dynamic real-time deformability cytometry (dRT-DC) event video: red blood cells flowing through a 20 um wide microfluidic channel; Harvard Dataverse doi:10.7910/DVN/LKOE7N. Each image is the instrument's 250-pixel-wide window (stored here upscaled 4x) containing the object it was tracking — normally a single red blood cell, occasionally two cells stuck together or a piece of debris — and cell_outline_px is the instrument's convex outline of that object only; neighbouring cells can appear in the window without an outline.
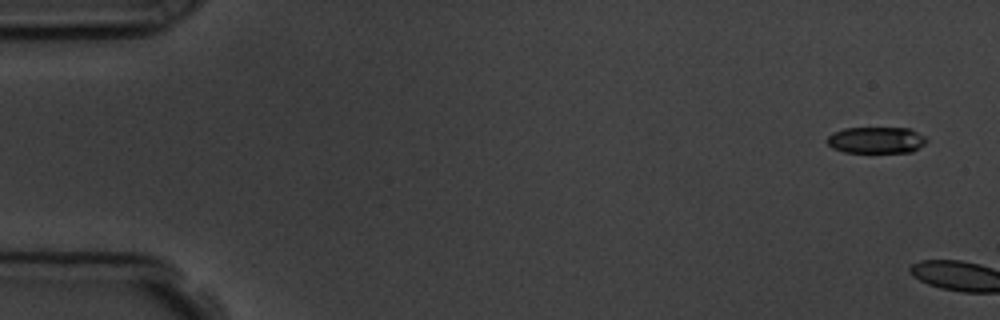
{"species": "common noctule bat (a hibernating species)", "species_latin": "Nyctalus noctula", "temperature_condition": "room temperature", "stored_images_in_passage": 2, "camera_frame_rate_fps": 3000, "um_per_image_px": 0.085, "animal": {"sex": "male", "body_mass_g": 19.5, "forearm_length_mm": 54.6}, "frame": {"image": 1, "passage_image": 1, "time_ms": 0.0, "image_size_px": [1000, 320], "cell_outline_px": [[928, 140], [924, 144], [912, 152], [844, 152], [832, 148], [828, 144], [828, 136], [832, 132], [844, 128], [908, 128], [924, 136]], "centroid_in_image_um": [74.46, 11.91], "position_along_channel_um": 10.5, "area_um2": 15.26}}